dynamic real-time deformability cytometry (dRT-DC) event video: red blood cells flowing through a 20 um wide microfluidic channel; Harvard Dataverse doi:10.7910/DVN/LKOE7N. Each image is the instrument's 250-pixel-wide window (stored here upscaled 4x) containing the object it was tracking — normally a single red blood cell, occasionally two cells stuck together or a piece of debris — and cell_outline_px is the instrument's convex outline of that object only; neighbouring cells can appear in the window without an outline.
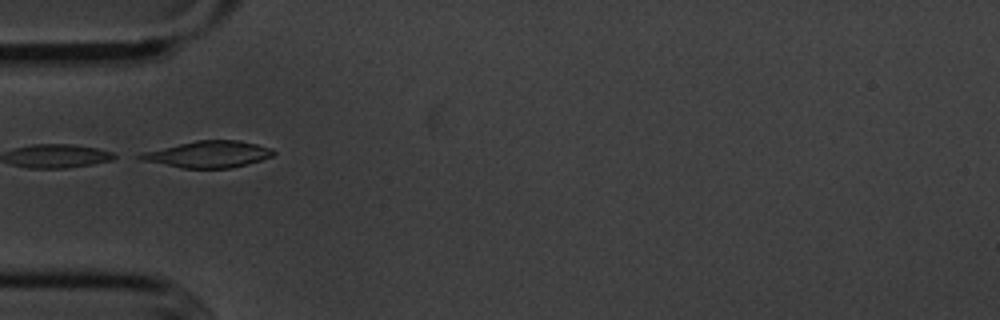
{"species": "common noctule bat (a hibernating species)", "species_latin": "Nyctalus noctula", "temperature_condition": "cold", "stored_images_in_passage": 3, "camera_frame_rate_fps": 3000, "um_per_image_px": 0.085, "animal": {"sex": "male", "body_mass_g": 20.1, "forearm_length_mm": 53.5}, "frame": {"image": 1, "passage_image": 1, "time_ms": 0.0, "image_size_px": [1000, 320], "cell_outline_px": [[276, 152], [272, 156], [260, 160], [228, 168], [180, 168], [140, 160], [132, 156], [140, 152], [196, 140], [240, 140], [272, 148]], "centroid_in_image_um": [17.61, 13.1], "position_along_channel_um": 67.4, "area_um2": 20.75}}
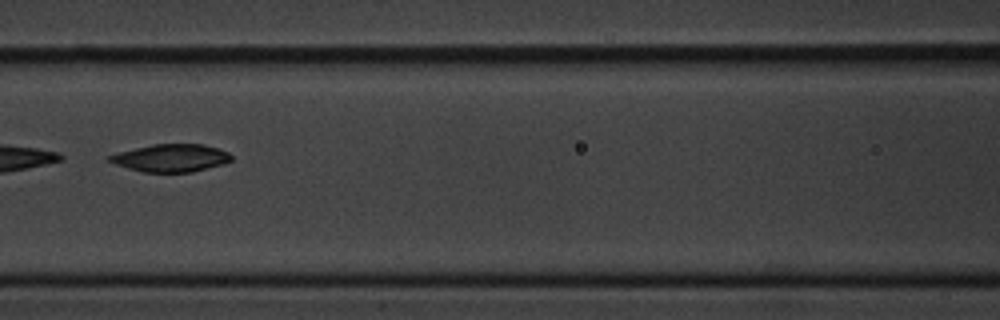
{"frame": {"image": 2, "passage_image": 3, "time_ms": 2.333, "image_size_px": [1000, 320], "cell_outline_px": [[232, 160], [224, 164], [192, 172], [144, 172], [128, 168], [116, 164], [108, 160], [108, 156], [120, 152], [152, 144], [204, 144], [228, 152], [232, 156]], "centroid_in_image_um": [14.57, 13.43], "position_along_channel_um": 152.0, "area_um2": 19.48}}